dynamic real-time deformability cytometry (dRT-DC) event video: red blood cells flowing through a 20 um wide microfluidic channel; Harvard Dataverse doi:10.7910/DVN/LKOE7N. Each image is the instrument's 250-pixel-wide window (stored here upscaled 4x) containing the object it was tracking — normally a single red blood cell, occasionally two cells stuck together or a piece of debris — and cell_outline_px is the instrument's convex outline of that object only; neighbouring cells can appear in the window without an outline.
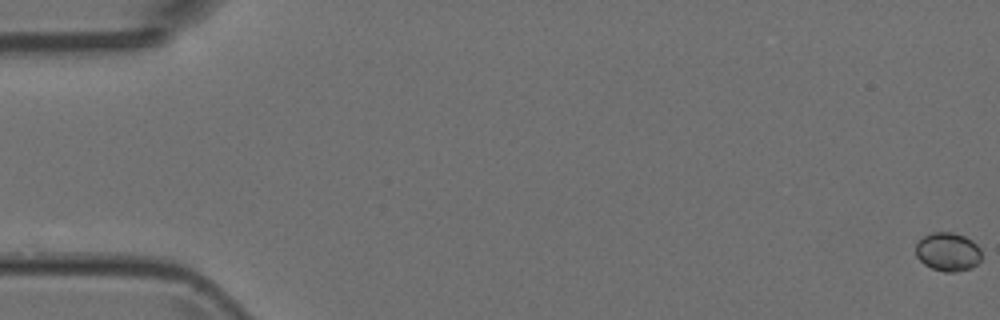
{"species": "Egyptian fruit bat (a non-hibernating species)", "species_latin": "Rousettus aegyptiacus", "temperature_condition": "room temperature", "stored_images_in_passage": 3, "camera_frame_rate_fps": 3000, "um_per_image_px": 0.085, "animal": {"sex": "female"}, "frame": {"image": 1, "passage_image": 1, "time_ms": 0.0, "image_size_px": [1000, 320], "cell_outline_px": [[980, 260], [972, 268], [952, 272], [944, 272], [932, 268], [924, 264], [916, 256], [916, 244], [924, 236], [932, 232], [952, 232], [964, 236], [972, 240], [980, 248]], "centroid_in_image_um": [80.57, 21.4], "position_along_channel_um": 4.4, "area_um2": 14.74}}